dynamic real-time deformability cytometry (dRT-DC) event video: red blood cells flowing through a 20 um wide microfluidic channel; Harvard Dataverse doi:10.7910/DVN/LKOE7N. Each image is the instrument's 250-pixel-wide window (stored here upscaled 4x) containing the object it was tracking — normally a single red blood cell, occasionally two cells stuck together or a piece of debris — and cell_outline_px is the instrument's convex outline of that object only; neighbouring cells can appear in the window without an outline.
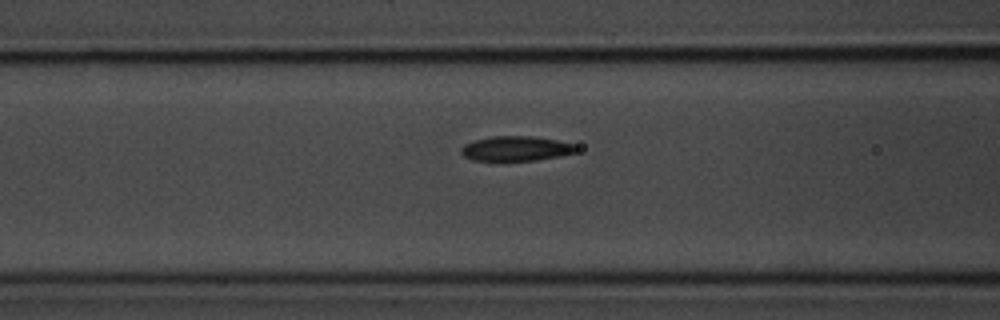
{"species": "common noctule bat (a hibernating species)", "species_latin": "Nyctalus noctula", "temperature_condition": "room temperature", "stored_images_in_passage": 16, "camera_frame_rate_fps": 3000, "um_per_image_px": 0.085, "animal": {"sex": "male", "body_mass_g": 20.1, "forearm_length_mm": 53.5}, "frame": {"image": 1, "passage_image": 7, "time_ms": 2.0, "image_size_px": [1000, 320], "cell_outline_px": [[580, 148], [576, 152], [536, 160], [472, 160], [464, 156], [460, 152], [460, 148], [464, 144], [476, 140], [492, 136], [532, 136], [556, 140], [572, 144]], "centroid_in_image_um": [43.83, 12.62], "position_along_channel_um": 122.8, "area_um2": 16.42}}
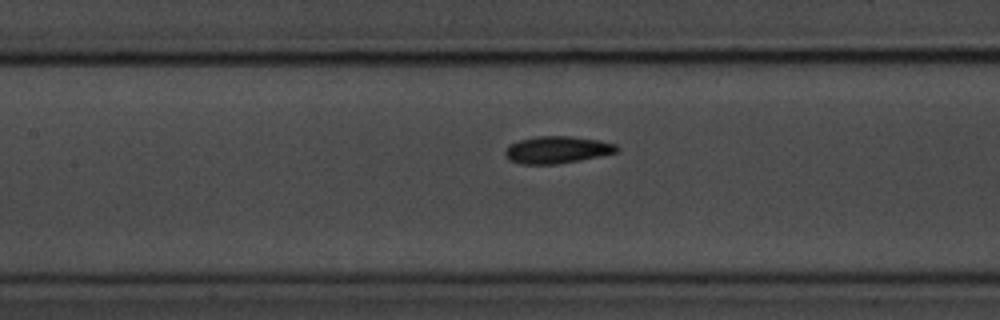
{"frame": {"image": 2, "passage_image": 10, "time_ms": 3.0, "image_size_px": [1000, 320], "cell_outline_px": [[620, 148], [616, 152], [600, 156], [580, 160], [556, 164], [520, 164], [508, 160], [504, 156], [504, 152], [508, 144], [520, 140], [536, 136], [572, 136], [600, 140], [616, 144]], "centroid_in_image_um": [47.32, 12.73], "position_along_channel_um": 160.1, "area_um2": 17.86}}